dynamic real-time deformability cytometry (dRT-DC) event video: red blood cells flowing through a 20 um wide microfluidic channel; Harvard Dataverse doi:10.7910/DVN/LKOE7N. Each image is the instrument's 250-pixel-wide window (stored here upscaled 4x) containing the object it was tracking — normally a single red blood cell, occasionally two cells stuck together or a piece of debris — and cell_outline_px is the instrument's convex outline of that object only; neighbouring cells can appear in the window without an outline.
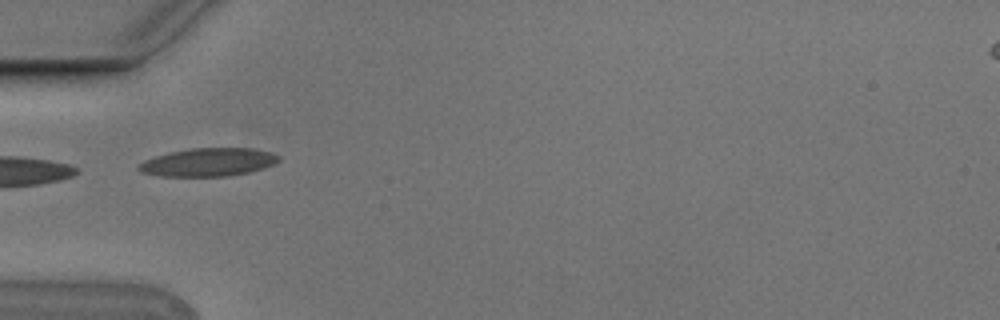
{"species": "Egyptian fruit bat (a non-hibernating species)", "species_latin": "Rousettus aegyptiacus", "temperature_condition": "cold", "stored_images_in_passage": 3, "camera_frame_rate_fps": 3000, "um_per_image_px": 0.085, "animal": {"sex": "male"}, "frame": {"image": 1, "passage_image": 1, "time_ms": 0.0, "image_size_px": [1000, 320], "cell_outline_px": [[280, 160], [272, 164], [248, 172], [228, 176], [160, 176], [140, 172], [136, 168], [144, 160], [168, 152], [192, 148], [252, 148], [268, 152], [280, 156]], "centroid_in_image_um": [17.65, 13.78], "position_along_channel_um": 67.3, "area_um2": 22.77}}
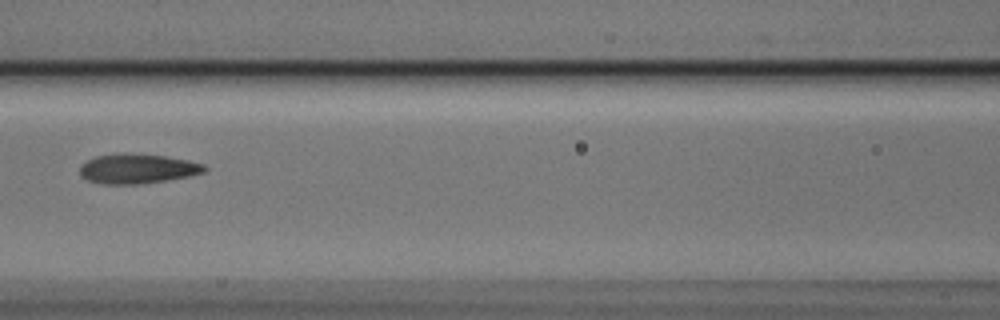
{"frame": {"image": 2, "passage_image": 3, "time_ms": 0.667, "image_size_px": [1000, 320], "cell_outline_px": [[208, 168], [204, 172], [192, 176], [136, 184], [104, 184], [88, 180], [80, 172], [80, 164], [96, 156], [120, 152], [124, 152], [164, 156], [188, 160], [204, 164]], "centroid_in_image_um": [11.7, 14.32], "position_along_channel_um": 154.9, "area_um2": 21.56}}